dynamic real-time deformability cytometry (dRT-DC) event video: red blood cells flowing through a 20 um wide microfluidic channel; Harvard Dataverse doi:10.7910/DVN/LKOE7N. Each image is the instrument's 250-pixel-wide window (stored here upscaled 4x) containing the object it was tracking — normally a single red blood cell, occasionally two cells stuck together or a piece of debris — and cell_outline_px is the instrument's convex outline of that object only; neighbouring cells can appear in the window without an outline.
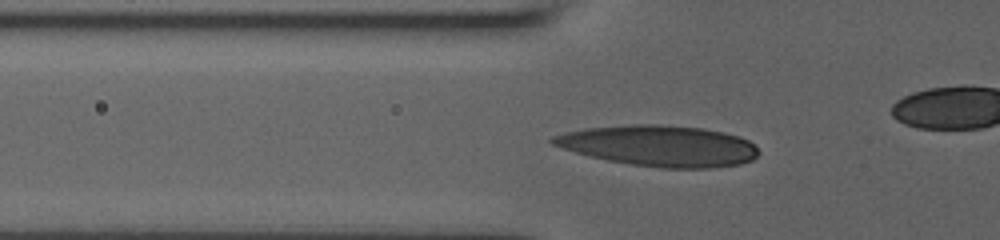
{"species": "human", "species_latin": "Homo sapiens", "temperature_condition": "room temperature", "stored_images_in_passage": 41, "camera_frame_rate_fps": 3000, "um_per_image_px": 0.085, "donor": {"sex": "male"}, "frame": {"image": 1, "passage_image": 13, "time_ms": 4.0, "image_size_px": [1000, 240], "cell_outline_px": [[760, 152], [752, 160], [740, 164], [712, 168], [660, 168], [632, 164], [608, 160], [560, 148], [552, 144], [548, 140], [552, 136], [564, 132], [588, 128], [632, 124], [656, 124], [704, 128], [740, 136], [756, 144]], "centroid_in_image_um": [56.06, 12.39], "position_along_channel_um": 69.7, "area_um2": 49.19}}
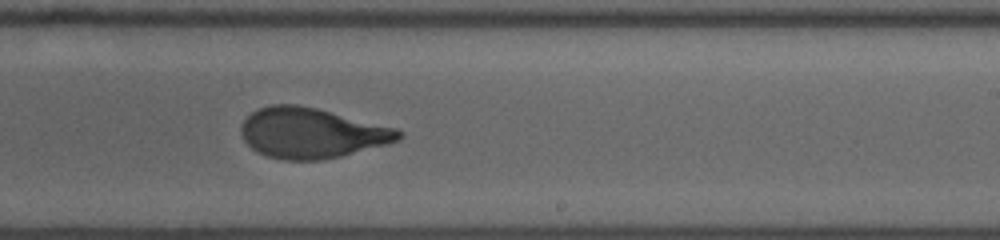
{"frame": {"image": 2, "passage_image": 28, "time_ms": 9.0, "image_size_px": [1000, 240], "cell_outline_px": [[404, 136], [400, 140], [388, 144], [340, 156], [320, 160], [284, 160], [268, 156], [256, 152], [244, 140], [240, 132], [240, 128], [244, 120], [252, 112], [260, 108], [272, 104], [296, 104], [316, 108], [400, 128], [404, 132]], "centroid_in_image_um": [26.53, 11.3], "position_along_channel_um": 262.5, "area_um2": 46.41}}
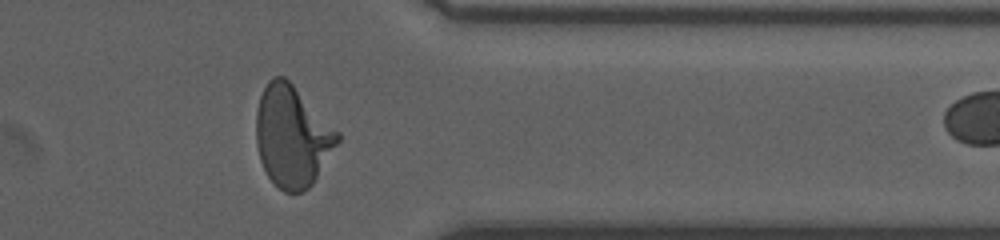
{"frame": {"image": 3, "passage_image": 38, "time_ms": 12.333, "image_size_px": [1000, 240], "cell_outline_px": [[340, 140], [312, 184], [304, 192], [284, 192], [268, 176], [260, 160], [256, 144], [256, 112], [260, 96], [268, 80], [272, 76], [284, 76], [340, 132]], "centroid_in_image_um": [24.83, 11.58], "position_along_channel_um": 386.6, "area_um2": 47.74}}